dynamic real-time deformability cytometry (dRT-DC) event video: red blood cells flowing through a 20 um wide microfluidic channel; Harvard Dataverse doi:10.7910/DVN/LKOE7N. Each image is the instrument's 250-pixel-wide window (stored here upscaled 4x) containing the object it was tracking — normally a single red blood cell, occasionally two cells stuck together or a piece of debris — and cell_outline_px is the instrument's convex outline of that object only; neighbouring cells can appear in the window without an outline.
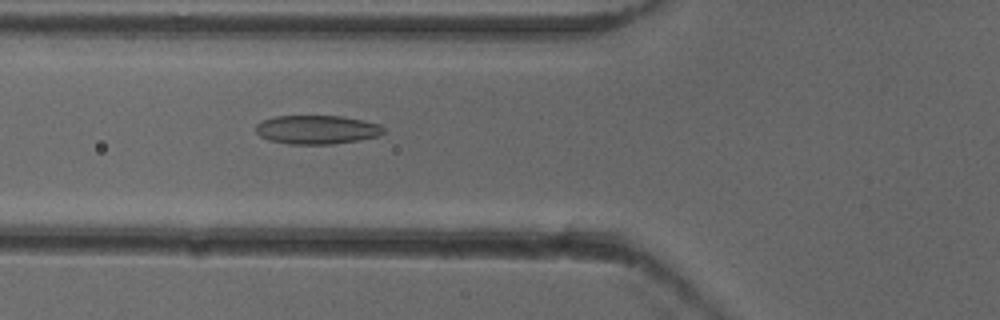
{"species": "common noctule bat (a hibernating species)", "species_latin": "Nyctalus noctula", "temperature_condition": "cold", "stored_images_in_passage": 53, "camera_frame_rate_fps": 3000, "um_per_image_px": 0.085, "animal": {"sex": "female"}, "frame": {"image": 1, "passage_image": 20, "time_ms": 6.333, "image_size_px": [1000, 320], "cell_outline_px": [[384, 132], [376, 136], [356, 140], [332, 144], [288, 144], [268, 140], [260, 136], [256, 132], [256, 124], [264, 120], [276, 116], [340, 116], [364, 120], [380, 124], [384, 128]], "centroid_in_image_um": [26.91, 11.02], "position_along_channel_um": 98.9, "area_um2": 21.33}}
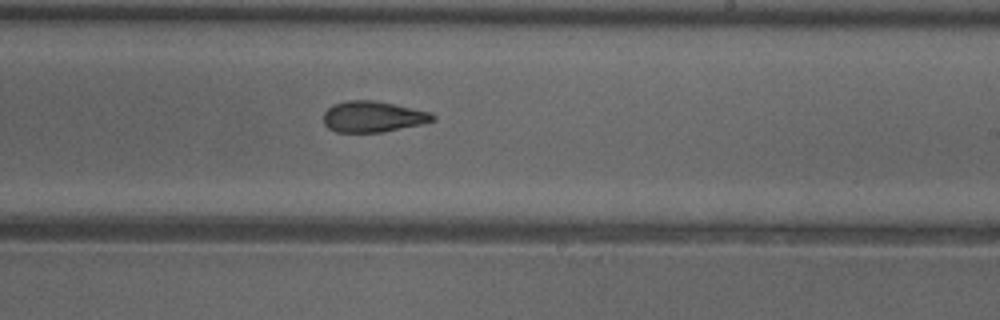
{"frame": {"image": 2, "passage_image": 32, "time_ms": 10.333, "image_size_px": [1000, 320], "cell_outline_px": [[436, 120], [420, 124], [384, 132], [336, 132], [328, 128], [324, 124], [324, 112], [332, 104], [348, 100], [376, 100], [432, 112], [436, 116]], "centroid_in_image_um": [31.71, 9.91], "position_along_channel_um": 257.3, "area_um2": 19.88}}
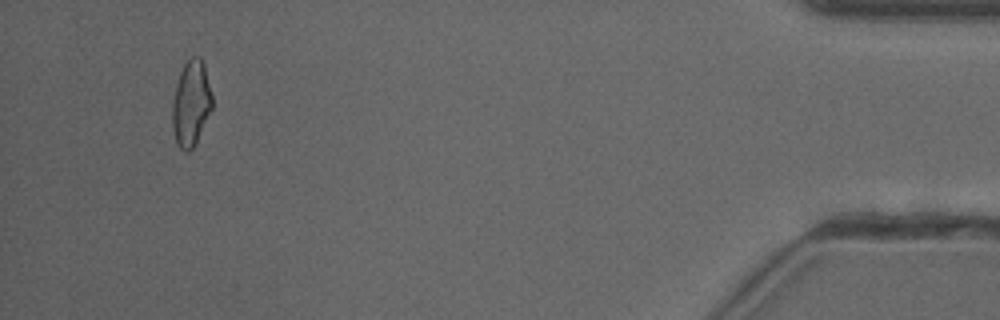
{"frame": {"image": 3, "passage_image": 50, "time_ms": 16.333, "image_size_px": [1000, 320], "cell_outline_px": [[212, 108], [192, 148], [188, 152], [184, 152], [176, 144], [172, 124], [172, 104], [176, 84], [180, 72], [184, 64], [192, 56], [200, 56], [204, 64], [212, 96]], "centroid_in_image_um": [16.22, 8.77], "position_along_channel_um": 419.0, "area_um2": 19.65}, "authors_computed_cell_mechanics": {"area_um2": 20.519, "velocity_mm_per_s": 3.9451, "shape_relaxation_time_tau1_ms": 11.1607, "shape_relaxation_time_tau2_ms": 2.6136, "deformation_change_tau1": 0.2135, "deformation_change_tau2": 0.0953}}